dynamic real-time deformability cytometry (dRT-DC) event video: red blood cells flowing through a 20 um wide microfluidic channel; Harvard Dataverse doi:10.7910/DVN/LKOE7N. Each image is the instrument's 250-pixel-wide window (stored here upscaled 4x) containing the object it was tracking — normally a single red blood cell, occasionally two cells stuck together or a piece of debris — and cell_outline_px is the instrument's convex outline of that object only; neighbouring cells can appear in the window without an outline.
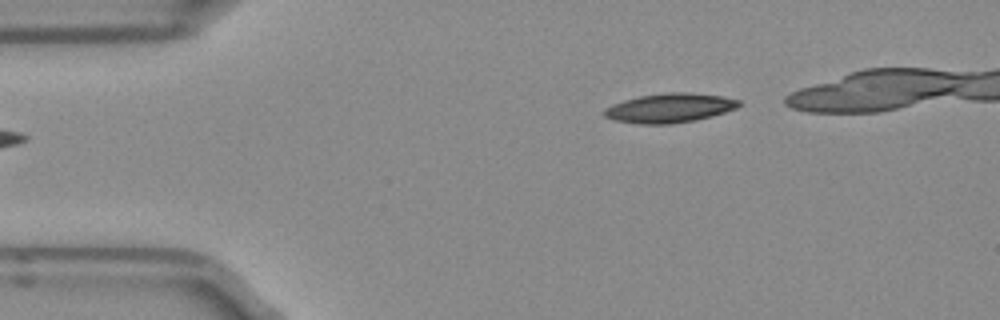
{"species": "Egyptian fruit bat (a non-hibernating species)", "species_latin": "Rousettus aegyptiacus", "temperature_condition": "room temperature", "stored_images_in_passage": 2, "camera_frame_rate_fps": 3000, "um_per_image_px": 0.085, "frame": {"image": 1, "passage_image": 2, "time_ms": 0.333, "image_size_px": [1000, 320], "cell_outline_px": [[740, 104], [736, 108], [712, 116], [672, 124], [640, 124], [612, 120], [604, 116], [604, 108], [612, 104], [624, 100], [640, 96], [664, 92], [688, 92], [724, 96], [740, 100]], "centroid_in_image_um": [56.9, 9.17], "position_along_channel_um": 28.1, "area_um2": 23.0}}